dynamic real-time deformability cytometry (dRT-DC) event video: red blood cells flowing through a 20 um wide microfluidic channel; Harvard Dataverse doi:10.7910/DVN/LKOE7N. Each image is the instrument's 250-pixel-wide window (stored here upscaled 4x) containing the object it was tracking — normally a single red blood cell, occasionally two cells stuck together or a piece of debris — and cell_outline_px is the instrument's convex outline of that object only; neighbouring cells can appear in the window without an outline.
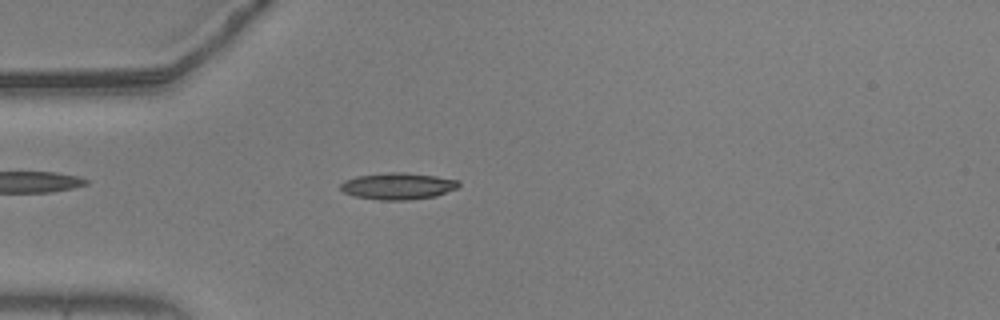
{"species": "common noctule bat (a hibernating species)", "species_latin": "Nyctalus noctula", "temperature_condition": "warm", "stored_images_in_passage": 28, "camera_frame_rate_fps": 3000, "um_per_image_px": 0.085, "animal": {"sex": "male", "body_mass_g": 20.5, "forearm_length_mm": 52.5}, "frame": {"image": 1, "passage_image": 1, "time_ms": 0.0, "image_size_px": [1000, 320], "cell_outline_px": [[460, 184], [456, 188], [436, 196], [412, 200], [380, 200], [352, 196], [344, 192], [340, 188], [340, 184], [344, 180], [356, 176], [392, 172], [404, 172], [436, 176], [460, 180]], "centroid_in_image_um": [33.81, 15.82], "position_along_channel_um": 51.2, "area_um2": 18.5}}
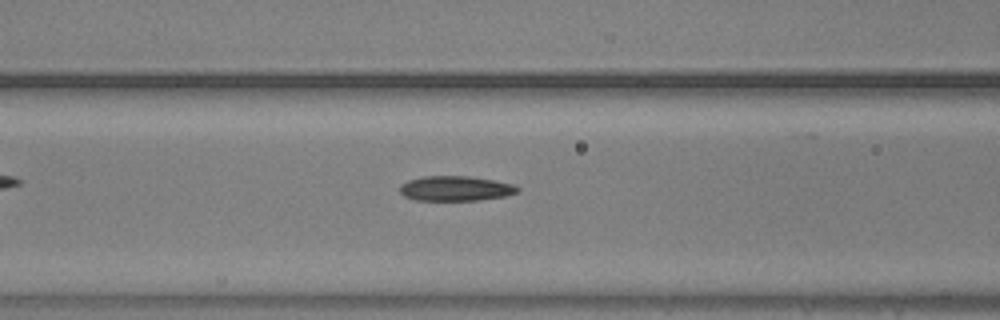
{"frame": {"image": 2, "passage_image": 8, "time_ms": 2.333, "image_size_px": [1000, 320], "cell_outline_px": [[520, 188], [516, 192], [504, 196], [480, 200], [416, 200], [404, 196], [400, 192], [400, 184], [408, 180], [424, 176], [468, 176], [492, 180], [512, 184]], "centroid_in_image_um": [38.68, 16.02], "position_along_channel_um": 127.9, "area_um2": 16.94}}
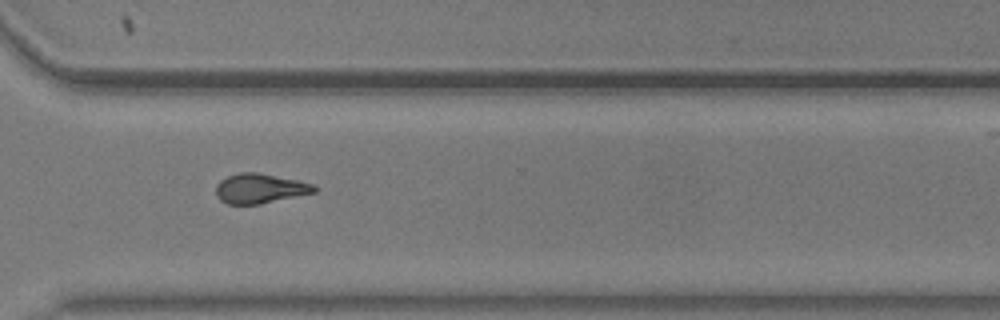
{"frame": {"image": 3, "passage_image": 26, "time_ms": 8.333, "image_size_px": [1000, 320], "cell_outline_px": [[320, 188], [316, 192], [260, 204], [228, 204], [220, 200], [216, 196], [216, 184], [220, 180], [228, 176], [240, 172], [260, 172], [316, 184]], "centroid_in_image_um": [22.13, 16.01], "position_along_channel_um": 348.5, "area_um2": 17.28}, "authors_computed_cell_mechanics": {"area_um2": 17.2244, "velocity_mm_per_s": 3.6828, "shape_relaxation_time_tau1_ms": null, "shape_relaxation_time_tau2_ms": 3.8456, "deformation_change_tau1": null, "deformation_change_tau2": 0.1068}}